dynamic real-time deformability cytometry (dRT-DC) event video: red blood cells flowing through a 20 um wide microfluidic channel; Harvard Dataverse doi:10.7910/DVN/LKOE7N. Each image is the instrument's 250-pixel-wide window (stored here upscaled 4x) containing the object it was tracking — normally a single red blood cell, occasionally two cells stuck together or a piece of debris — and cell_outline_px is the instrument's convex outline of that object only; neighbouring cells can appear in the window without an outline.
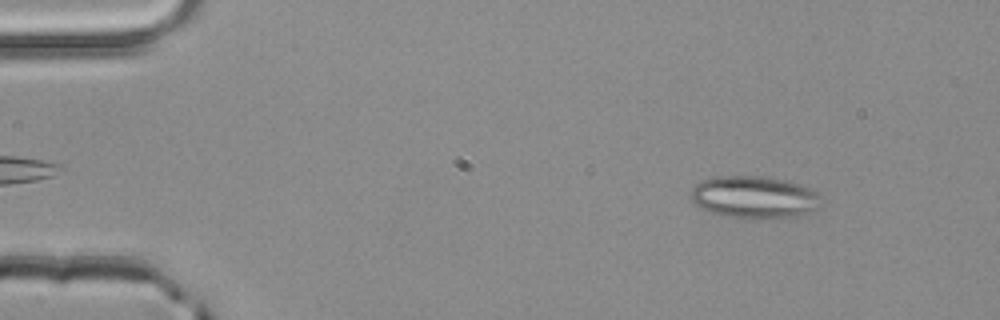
{"species": "common noctule bat (a hibernating species)", "species_latin": "Nyctalus noctula", "temperature_condition": "room temperature", "stored_images_in_passage": 8, "camera_frame_rate_fps": 3000, "um_per_image_px": 0.085, "animal": {"sex": "male", "body_mass_g": 20.4}, "frame": {"image": 1, "passage_image": 5, "time_ms": 1.333, "image_size_px": [1000, 320], "cell_outline_px": [[820, 208], [804, 216], [772, 220], [748, 220], [720, 216], [708, 212], [696, 204], [692, 200], [692, 188], [700, 180], [716, 176], [764, 176], [784, 180], [816, 188], [820, 192]], "centroid_in_image_um": [64.19, 16.81], "position_along_channel_um": 20.8, "area_um2": 33.58}}